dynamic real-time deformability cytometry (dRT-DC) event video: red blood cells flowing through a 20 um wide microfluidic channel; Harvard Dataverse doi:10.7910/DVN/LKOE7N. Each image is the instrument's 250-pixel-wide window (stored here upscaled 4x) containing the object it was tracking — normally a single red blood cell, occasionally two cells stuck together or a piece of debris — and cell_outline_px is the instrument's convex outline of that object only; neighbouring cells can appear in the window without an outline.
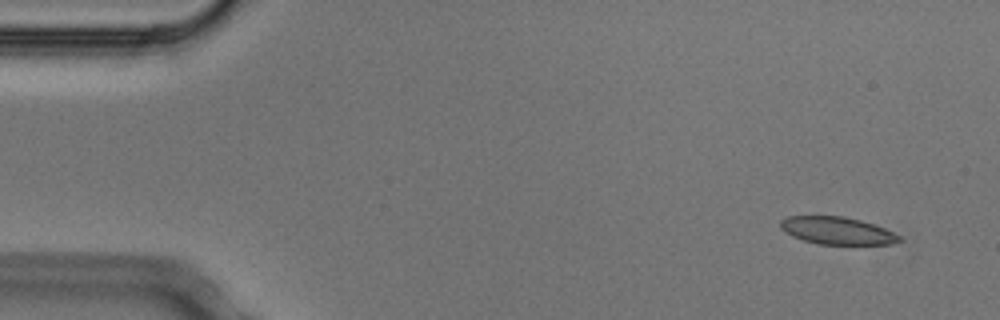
{"species": "Egyptian fruit bat (a non-hibernating species)", "species_latin": "Rousettus aegyptiacus", "temperature_condition": "cold", "stored_images_in_passage": 4, "camera_frame_rate_fps": 3000, "um_per_image_px": 0.085, "animal": {"sex": "male"}, "frame": {"image": 1, "passage_image": 1, "time_ms": 0.0, "image_size_px": [1000, 320], "cell_outline_px": [[904, 240], [892, 244], [820, 244], [804, 240], [792, 236], [780, 228], [780, 220], [788, 216], [844, 216], [860, 220], [884, 228], [900, 236]], "centroid_in_image_um": [71.15, 19.6], "position_along_channel_um": 13.8, "area_um2": 18.9}}
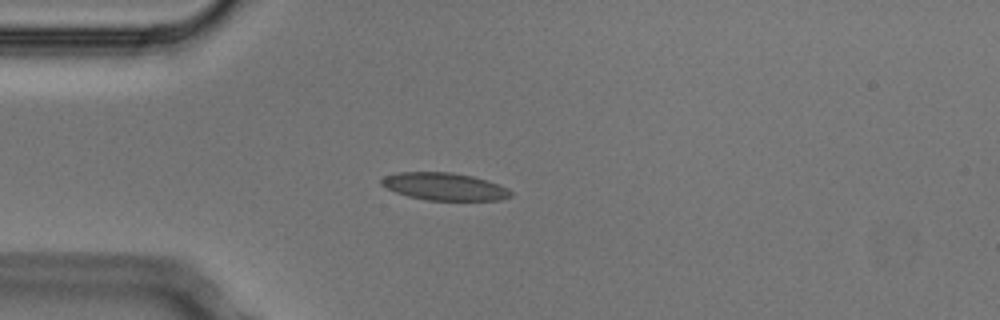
{"frame": {"image": 2, "passage_image": 3, "time_ms": 0.667, "image_size_px": [1000, 320], "cell_outline_px": [[512, 196], [500, 200], [424, 200], [408, 196], [396, 192], [380, 184], [380, 180], [384, 176], [400, 172], [452, 172], [472, 176], [488, 180], [508, 188], [512, 192]], "centroid_in_image_um": [37.79, 15.85], "position_along_channel_um": 47.2, "area_um2": 20.75}}